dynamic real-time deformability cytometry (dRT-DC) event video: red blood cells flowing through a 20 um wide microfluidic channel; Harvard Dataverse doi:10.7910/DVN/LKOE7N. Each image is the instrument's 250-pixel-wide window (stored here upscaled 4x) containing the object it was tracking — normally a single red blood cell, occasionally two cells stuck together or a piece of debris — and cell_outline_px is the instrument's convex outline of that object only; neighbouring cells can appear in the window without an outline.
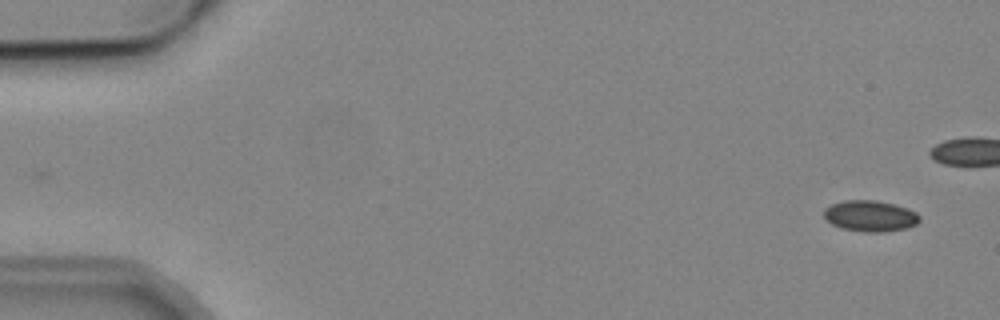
{"species": "common noctule bat (a hibernating species)", "species_latin": "Nyctalus noctula", "temperature_condition": "cold", "stored_images_in_passage": 5, "camera_frame_rate_fps": 3000, "um_per_image_px": 0.085, "animal": {"sex": "male", "body_mass_g": 19.2, "forearm_length_mm": 51.8}, "frame": {"image": 1, "passage_image": 1, "time_ms": 0.0, "image_size_px": [1000, 320], "cell_outline_px": [[920, 220], [916, 224], [904, 228], [880, 232], [868, 232], [844, 228], [832, 224], [824, 216], [824, 208], [832, 204], [844, 200], [876, 200], [896, 204], [908, 208], [916, 212], [920, 216]], "centroid_in_image_um": [73.99, 18.33], "position_along_channel_um": 11.0, "area_um2": 17.17}}
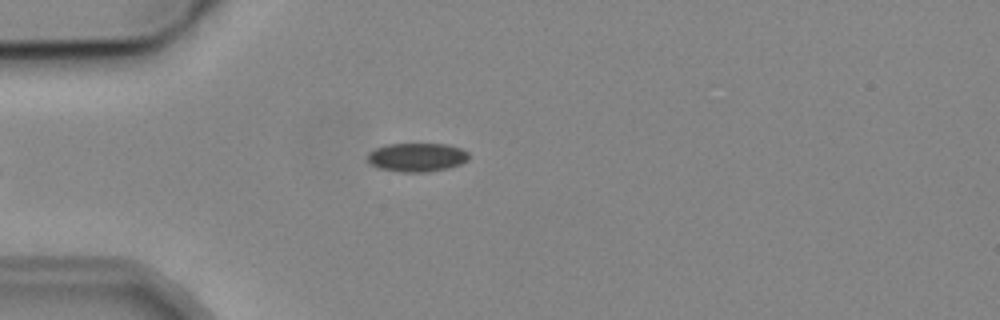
{"frame": {"image": 2, "passage_image": 5, "time_ms": 5.667, "image_size_px": [1000, 320], "cell_outline_px": [[468, 160], [460, 164], [448, 168], [428, 172], [400, 172], [380, 168], [372, 164], [368, 160], [368, 152], [376, 148], [388, 144], [448, 144], [460, 148], [468, 152]], "centroid_in_image_um": [35.46, 13.37], "position_along_channel_um": 49.5, "area_um2": 16.88}}